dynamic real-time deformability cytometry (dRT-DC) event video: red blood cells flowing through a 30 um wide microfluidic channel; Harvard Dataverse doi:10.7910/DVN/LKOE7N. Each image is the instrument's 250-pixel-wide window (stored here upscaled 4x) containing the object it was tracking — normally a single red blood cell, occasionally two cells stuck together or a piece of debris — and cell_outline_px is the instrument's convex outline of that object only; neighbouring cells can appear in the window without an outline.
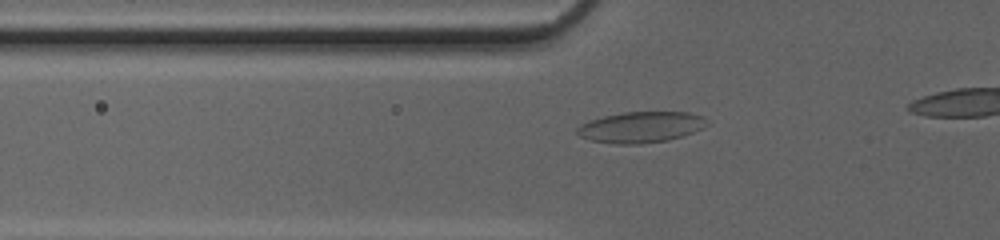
{"species": "common noctule bat (a hibernating species)", "species_latin": "Nyctalus noctula", "temperature_condition": "cold", "stored_images_in_passage": 34, "camera_frame_rate_fps": 3000, "um_per_image_px": 0.085, "animal": {"sex": "female", "body_mass_g": 20.0, "forearm_length_mm": 54.0}, "frame": {"image": 1, "passage_image": 8, "time_ms": 2.333, "image_size_px": [1000, 240], "cell_outline_px": [[708, 124], [704, 128], [668, 140], [640, 144], [616, 144], [592, 140], [580, 136], [576, 132], [576, 128], [580, 124], [588, 120], [604, 116], [624, 112], [688, 112], [704, 116], [708, 120]], "centroid_in_image_um": [54.48, 10.8], "position_along_channel_um": 71.3, "area_um2": 23.47}}
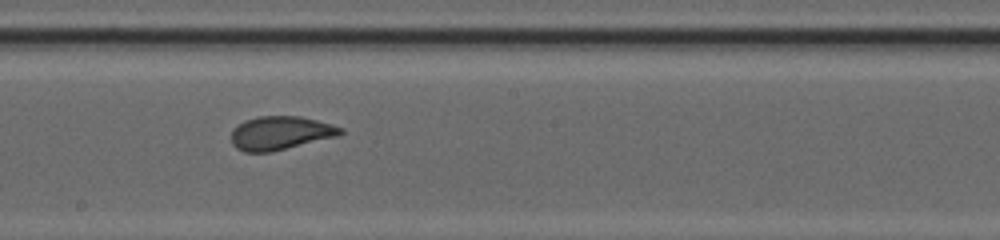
{"frame": {"image": 2, "passage_image": 19, "time_ms": 6.0, "image_size_px": [1000, 240], "cell_outline_px": [[344, 132], [340, 136], [272, 152], [244, 152], [236, 148], [232, 144], [232, 128], [244, 120], [256, 116], [300, 116], [332, 124], [344, 128]], "centroid_in_image_um": [23.85, 11.31], "position_along_channel_um": 224.3, "area_um2": 21.73}}
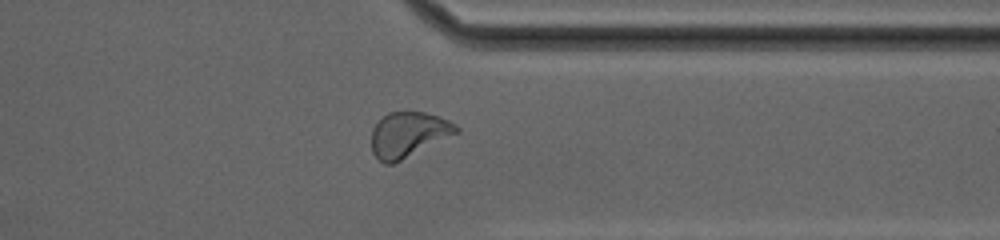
{"frame": {"image": 3, "passage_image": 30, "time_ms": 9.667, "image_size_px": [1000, 240], "cell_outline_px": [[460, 132], [392, 164], [384, 164], [372, 152], [372, 128], [388, 112], [424, 112], [448, 120], [456, 124], [460, 128]], "centroid_in_image_um": [34.72, 11.43], "position_along_channel_um": 376.7, "area_um2": 22.08}}